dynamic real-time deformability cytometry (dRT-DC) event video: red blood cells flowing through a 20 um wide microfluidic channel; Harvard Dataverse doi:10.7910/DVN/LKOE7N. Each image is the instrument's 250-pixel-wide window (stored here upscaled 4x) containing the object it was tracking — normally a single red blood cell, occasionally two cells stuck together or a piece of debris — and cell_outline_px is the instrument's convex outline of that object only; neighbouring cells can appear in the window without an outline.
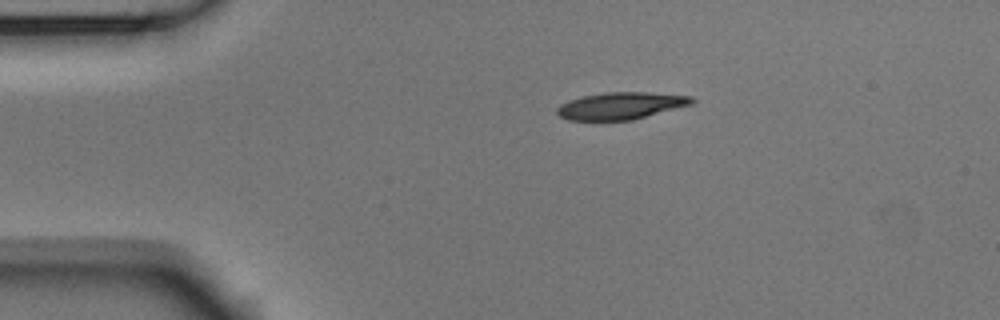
{"species": "Egyptian fruit bat (a non-hibernating species)", "species_latin": "Rousettus aegyptiacus", "temperature_condition": "room temperature", "stored_images_in_passage": 45, "camera_frame_rate_fps": 3000, "um_per_image_px": 0.085, "animal": {"sex": "male"}, "frame": {"image": 1, "passage_image": 1, "time_ms": 0.0, "image_size_px": [1000, 320], "cell_outline_px": [[696, 100], [692, 104], [632, 120], [568, 120], [560, 116], [556, 112], [556, 108], [560, 104], [584, 96], [608, 92], [648, 92], [692, 96]], "centroid_in_image_um": [52.79, 8.99], "position_along_channel_um": 32.2, "area_um2": 21.1}}
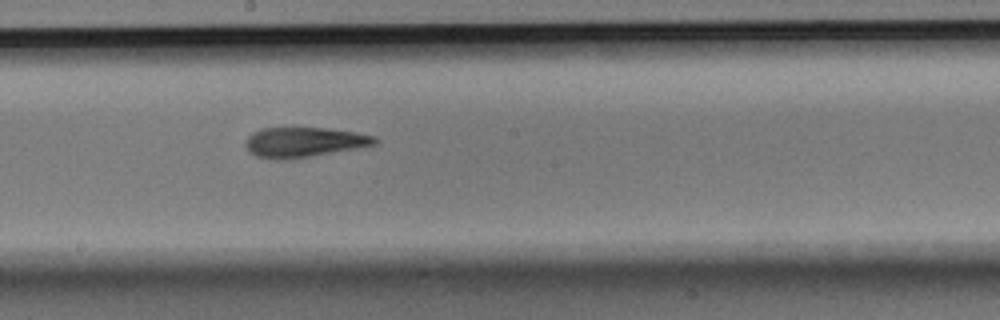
{"frame": {"image": 2, "passage_image": 20, "time_ms": 6.333, "image_size_px": [1000, 320], "cell_outline_px": [[380, 140], [376, 144], [288, 160], [276, 160], [256, 156], [248, 152], [244, 144], [248, 136], [252, 132], [260, 128], [328, 128], [376, 136]], "centroid_in_image_um": [25.77, 12.09], "position_along_channel_um": 222.4, "area_um2": 22.54}}
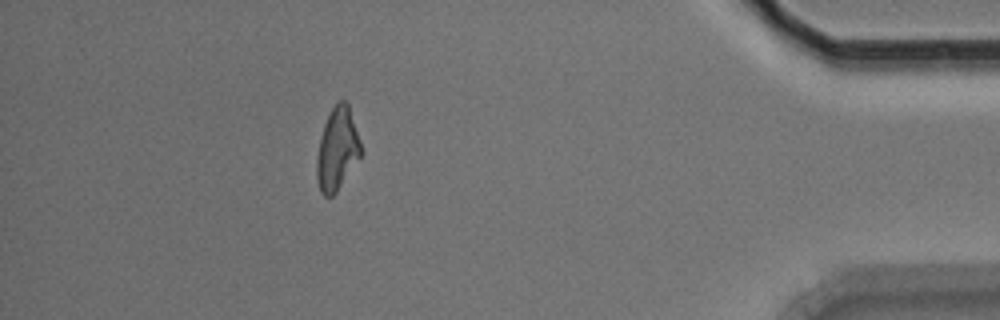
{"frame": {"image": 3, "passage_image": 39, "time_ms": 12.667, "image_size_px": [1000, 320], "cell_outline_px": [[364, 152], [336, 192], [332, 196], [324, 196], [320, 192], [316, 176], [316, 160], [320, 140], [324, 124], [332, 108], [340, 100], [344, 100], [348, 104]], "centroid_in_image_um": [28.67, 12.7], "position_along_channel_um": 406.5, "area_um2": 21.15}, "authors_computed_cell_mechanics": {"area_um2": 22.0796, "velocity_mm_per_s": 3.6875, "shape_relaxation_time_tau1_ms": 3.4915, "shape_relaxation_time_tau2_ms": 5.6043, "deformation_change_tau1": 0.166, "deformation_change_tau2": 0.1304}}